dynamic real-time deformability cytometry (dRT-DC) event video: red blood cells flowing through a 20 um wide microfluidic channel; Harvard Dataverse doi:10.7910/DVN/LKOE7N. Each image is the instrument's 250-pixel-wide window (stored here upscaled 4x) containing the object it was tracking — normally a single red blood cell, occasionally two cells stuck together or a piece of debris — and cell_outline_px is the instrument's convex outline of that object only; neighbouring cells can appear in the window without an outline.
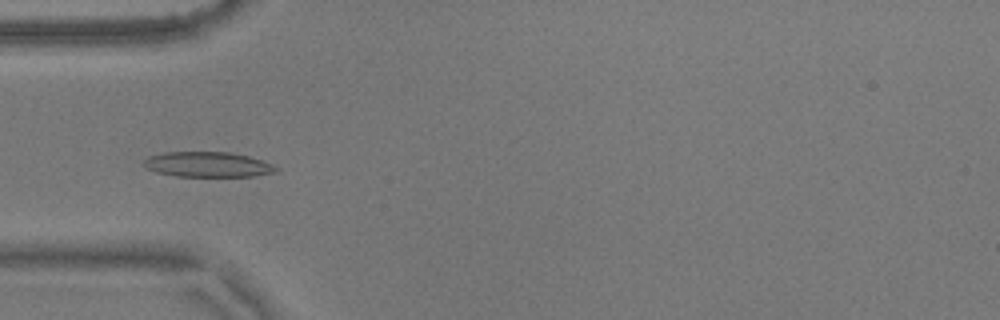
{"species": "common noctule bat (a hibernating species)", "species_latin": "Nyctalus noctula", "temperature_condition": "warm", "stored_images_in_passage": 50, "camera_frame_rate_fps": 3000, "um_per_image_px": 0.085, "animal": {"sex": "male", "body_mass_g": 17.9}, "frame": {"image": 1, "passage_image": 11, "time_ms": 3.333, "image_size_px": [1000, 320], "cell_outline_px": [[280, 168], [276, 172], [252, 176], [176, 176], [156, 172], [148, 168], [144, 164], [144, 160], [148, 156], [164, 152], [228, 152], [248, 156], [272, 164]], "centroid_in_image_um": [17.66, 13.98], "position_along_channel_um": 67.3, "area_um2": 19.25}}
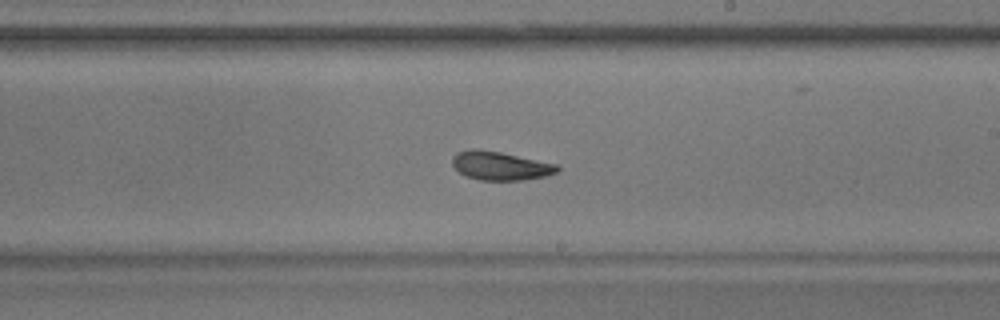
{"frame": {"image": 2, "passage_image": 26, "time_ms": 8.333, "image_size_px": [1000, 320], "cell_outline_px": [[560, 168], [556, 172], [544, 176], [524, 180], [480, 180], [464, 176], [452, 164], [452, 156], [456, 152], [472, 148], [476, 148], [500, 152], [560, 164]], "centroid_in_image_um": [42.52, 14.08], "position_along_channel_um": 246.5, "area_um2": 17.69}}
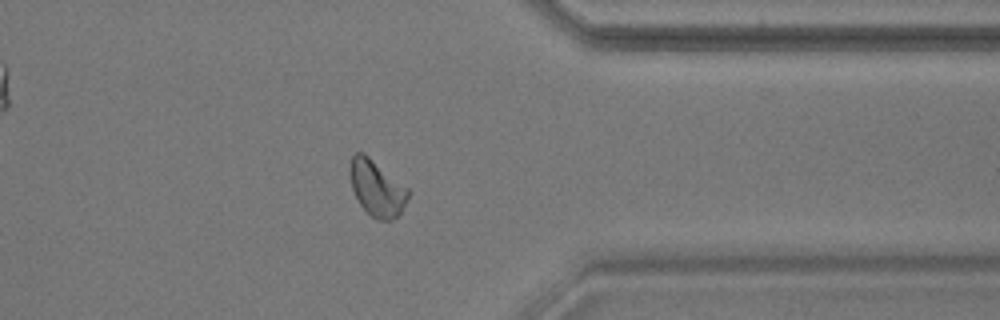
{"frame": {"image": 3, "passage_image": 38, "time_ms": 12.333, "image_size_px": [1000, 320], "cell_outline_px": [[408, 196], [400, 212], [392, 220], [376, 220], [360, 204], [352, 188], [348, 168], [352, 156], [356, 152], [364, 152], [408, 188]], "centroid_in_image_um": [31.99, 15.96], "position_along_channel_um": 379.4, "area_um2": 18.73}, "authors_computed_cell_mechanics": {"area_um2": 18.4671, "velocity_mm_per_s": 3.5741, "shape_relaxation_time_tau1_ms": 7.7868, "shape_relaxation_time_tau2_ms": 4.1743, "deformation_change_tau1": 0.1719, "deformation_change_tau2": 0.0812}}